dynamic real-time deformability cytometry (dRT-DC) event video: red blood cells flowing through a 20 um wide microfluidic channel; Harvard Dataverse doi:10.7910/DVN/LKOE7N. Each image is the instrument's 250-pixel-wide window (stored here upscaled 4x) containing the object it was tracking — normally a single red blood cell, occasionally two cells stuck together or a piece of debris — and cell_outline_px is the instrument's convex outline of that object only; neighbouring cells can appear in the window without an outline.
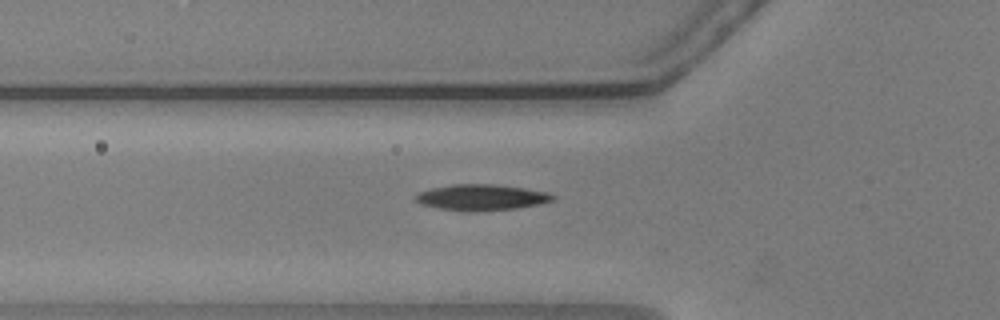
{"species": "common noctule bat (a hibernating species)", "species_latin": "Nyctalus noctula", "temperature_condition": "warm", "stored_images_in_passage": 8, "camera_frame_rate_fps": 3000, "um_per_image_px": 0.085, "animal": {"sex": "male", "body_mass_g": 20.5, "forearm_length_mm": 52.5}, "frame": {"image": 1, "passage_image": 5, "time_ms": 1.333, "image_size_px": [1000, 320], "cell_outline_px": [[556, 200], [540, 204], [516, 208], [476, 212], [468, 212], [440, 208], [420, 204], [416, 200], [416, 192], [432, 188], [452, 184], [492, 184], [524, 188], [548, 192], [556, 196]], "centroid_in_image_um": [40.94, 16.78], "position_along_channel_um": 84.9, "area_um2": 20.92}}